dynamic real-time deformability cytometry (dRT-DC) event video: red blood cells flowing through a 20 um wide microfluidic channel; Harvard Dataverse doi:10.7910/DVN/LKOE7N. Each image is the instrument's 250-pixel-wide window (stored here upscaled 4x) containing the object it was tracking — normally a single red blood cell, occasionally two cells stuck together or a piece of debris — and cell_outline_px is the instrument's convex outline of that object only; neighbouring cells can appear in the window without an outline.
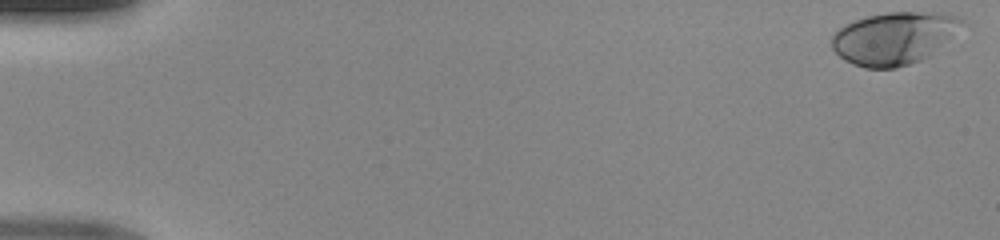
{"species": "human", "species_latin": "Homo sapiens", "temperature_condition": "room temperature", "stored_images_in_passage": 49, "camera_frame_rate_fps": 3000, "um_per_image_px": 0.085, "donor": {"sex": "male"}, "frame": {"image": 1, "passage_image": 1, "time_ms": 0.0, "image_size_px": [1000, 240], "cell_outline_px": [[964, 20], [948, 40], [928, 56], [920, 60], [896, 68], [864, 68], [852, 64], [844, 60], [832, 48], [832, 36], [840, 28], [856, 20], [868, 16], [888, 12], [940, 12], [960, 16]], "centroid_in_image_um": [75.98, 3.24], "position_along_channel_um": 9.0, "area_um2": 39.3}}
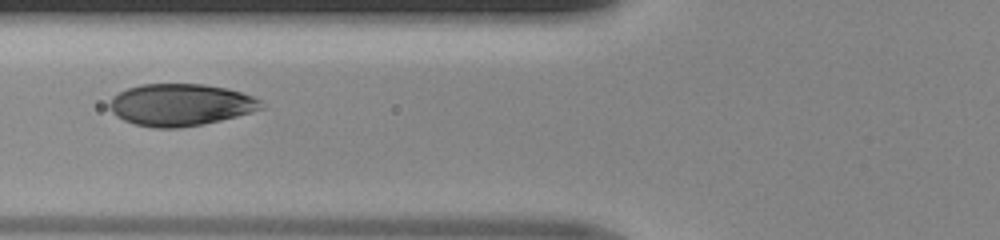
{"frame": {"image": 2, "passage_image": 20, "time_ms": 6.333, "image_size_px": [1000, 240], "cell_outline_px": [[264, 108], [252, 112], [220, 120], [200, 124], [176, 128], [156, 128], [136, 124], [124, 120], [116, 116], [108, 108], [108, 104], [112, 96], [128, 88], [140, 84], [204, 84], [228, 88], [252, 96], [260, 100]], "centroid_in_image_um": [15.32, 8.9], "position_along_channel_um": 110.5, "area_um2": 37.05}}
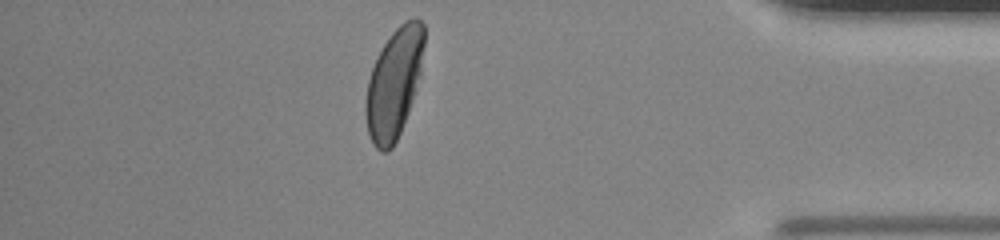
{"frame": {"image": 3, "passage_image": 43, "time_ms": 14.0, "image_size_px": [1000, 240], "cell_outline_px": [[424, 44], [420, 76], [408, 112], [400, 132], [392, 148], [388, 152], [380, 152], [372, 144], [368, 132], [364, 112], [364, 104], [368, 80], [372, 68], [384, 44], [392, 32], [404, 20], [416, 16], [424, 24]], "centroid_in_image_um": [33.48, 7.09], "position_along_channel_um": 401.7, "area_um2": 37.4}}